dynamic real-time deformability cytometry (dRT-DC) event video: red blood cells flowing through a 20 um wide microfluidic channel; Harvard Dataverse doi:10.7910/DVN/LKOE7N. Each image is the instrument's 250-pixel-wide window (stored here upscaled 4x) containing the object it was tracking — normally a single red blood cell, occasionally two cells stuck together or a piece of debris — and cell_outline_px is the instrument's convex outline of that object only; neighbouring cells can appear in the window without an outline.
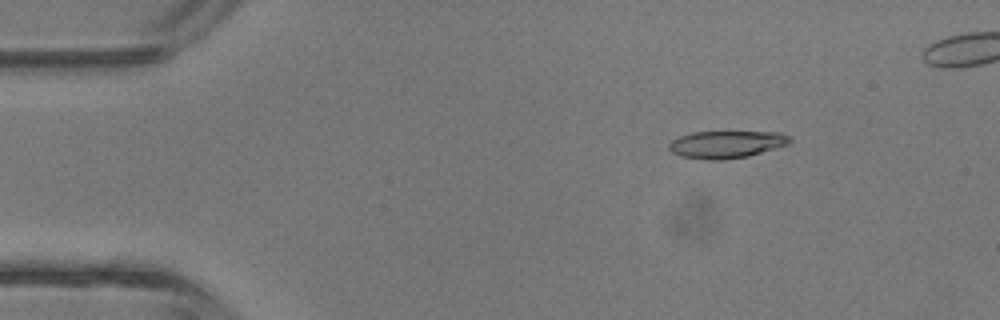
{"species": "common noctule bat (a hibernating species)", "species_latin": "Nyctalus noctula", "temperature_condition": "room temperature", "stored_images_in_passage": 5, "camera_frame_rate_fps": 3000, "um_per_image_px": 0.085, "animal": {"sex": "male", "body_mass_g": 13.3}, "frame": {"image": 1, "passage_image": 5, "time_ms": 4.667, "image_size_px": [1000, 320], "cell_outline_px": [[792, 140], [788, 144], [748, 156], [720, 160], [708, 160], [680, 156], [672, 152], [668, 148], [668, 144], [676, 136], [692, 132], [780, 132], [788, 136]], "centroid_in_image_um": [61.69, 12.27], "position_along_channel_um": 23.3, "area_um2": 19.25}}